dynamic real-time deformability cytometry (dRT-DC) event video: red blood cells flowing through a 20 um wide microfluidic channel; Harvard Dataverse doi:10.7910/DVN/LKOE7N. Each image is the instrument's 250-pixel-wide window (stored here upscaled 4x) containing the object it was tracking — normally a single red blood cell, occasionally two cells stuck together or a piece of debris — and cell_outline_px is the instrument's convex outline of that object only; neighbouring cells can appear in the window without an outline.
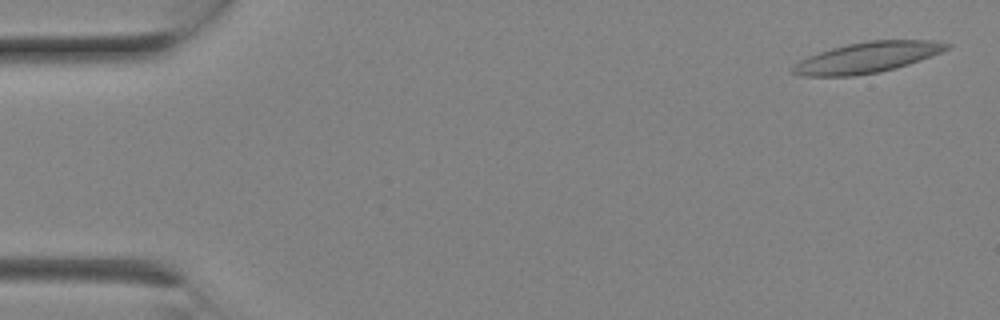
{"species": "Egyptian fruit bat (a non-hibernating species)", "species_latin": "Rousettus aegyptiacus", "temperature_condition": "room temperature", "stored_images_in_passage": 7, "camera_frame_rate_fps": 3000, "um_per_image_px": 0.085, "animal": {"sex": "female"}, "frame": {"image": 1, "passage_image": 1, "time_ms": 0.0, "image_size_px": [1000, 320], "cell_outline_px": [[952, 48], [920, 60], [896, 68], [880, 72], [856, 76], [800, 76], [792, 72], [792, 68], [800, 60], [808, 56], [832, 48], [848, 44], [868, 40], [932, 40], [952, 44]], "centroid_in_image_um": [73.75, 4.88], "position_along_channel_um": 11.2, "area_um2": 27.51}}